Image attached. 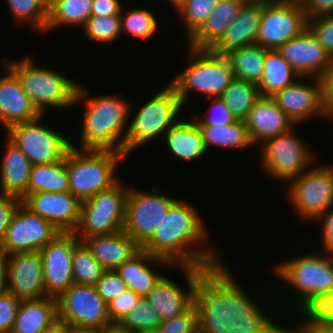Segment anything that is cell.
<instances>
[{
  "label": "cell",
  "mask_w": 333,
  "mask_h": 333,
  "mask_svg": "<svg viewBox=\"0 0 333 333\" xmlns=\"http://www.w3.org/2000/svg\"><path fill=\"white\" fill-rule=\"evenodd\" d=\"M205 227L204 220L195 208L186 200L178 198L158 225L155 235L142 249L152 256L169 261L173 266L230 271L214 248L206 247L210 234Z\"/></svg>",
  "instance_id": "cell-1"
},
{
  "label": "cell",
  "mask_w": 333,
  "mask_h": 333,
  "mask_svg": "<svg viewBox=\"0 0 333 333\" xmlns=\"http://www.w3.org/2000/svg\"><path fill=\"white\" fill-rule=\"evenodd\" d=\"M321 255L310 253L273 266L275 276L293 287L297 315L325 316L333 310V264L328 254Z\"/></svg>",
  "instance_id": "cell-2"
},
{
  "label": "cell",
  "mask_w": 333,
  "mask_h": 333,
  "mask_svg": "<svg viewBox=\"0 0 333 333\" xmlns=\"http://www.w3.org/2000/svg\"><path fill=\"white\" fill-rule=\"evenodd\" d=\"M89 93L88 89L78 85L74 105L83 103L86 106L81 123L82 147H76L72 142L71 146L78 149L112 150L125 154V140L130 121L128 118L131 116L130 109L133 104L118 95L93 96Z\"/></svg>",
  "instance_id": "cell-3"
},
{
  "label": "cell",
  "mask_w": 333,
  "mask_h": 333,
  "mask_svg": "<svg viewBox=\"0 0 333 333\" xmlns=\"http://www.w3.org/2000/svg\"><path fill=\"white\" fill-rule=\"evenodd\" d=\"M125 157L124 153L117 151L71 146L65 155L69 192L83 202L110 189L119 181L115 173Z\"/></svg>",
  "instance_id": "cell-4"
},
{
  "label": "cell",
  "mask_w": 333,
  "mask_h": 333,
  "mask_svg": "<svg viewBox=\"0 0 333 333\" xmlns=\"http://www.w3.org/2000/svg\"><path fill=\"white\" fill-rule=\"evenodd\" d=\"M234 276L219 278L185 313L161 322L160 333H207L242 297Z\"/></svg>",
  "instance_id": "cell-5"
},
{
  "label": "cell",
  "mask_w": 333,
  "mask_h": 333,
  "mask_svg": "<svg viewBox=\"0 0 333 333\" xmlns=\"http://www.w3.org/2000/svg\"><path fill=\"white\" fill-rule=\"evenodd\" d=\"M29 57L7 60L5 65L18 77L22 90L44 115L46 107L65 109L74 105L78 85L55 69L34 64ZM55 70V71H54Z\"/></svg>",
  "instance_id": "cell-6"
},
{
  "label": "cell",
  "mask_w": 333,
  "mask_h": 333,
  "mask_svg": "<svg viewBox=\"0 0 333 333\" xmlns=\"http://www.w3.org/2000/svg\"><path fill=\"white\" fill-rule=\"evenodd\" d=\"M189 64L185 70L170 79L185 107L189 92L202 93L208 99L220 97L235 78L231 65L222 54L211 49H193L188 46Z\"/></svg>",
  "instance_id": "cell-7"
},
{
  "label": "cell",
  "mask_w": 333,
  "mask_h": 333,
  "mask_svg": "<svg viewBox=\"0 0 333 333\" xmlns=\"http://www.w3.org/2000/svg\"><path fill=\"white\" fill-rule=\"evenodd\" d=\"M185 275L188 290L169 276H162L146 298L157 310L161 322L185 313L219 278L234 276L232 271H209L202 267L178 266Z\"/></svg>",
  "instance_id": "cell-8"
},
{
  "label": "cell",
  "mask_w": 333,
  "mask_h": 333,
  "mask_svg": "<svg viewBox=\"0 0 333 333\" xmlns=\"http://www.w3.org/2000/svg\"><path fill=\"white\" fill-rule=\"evenodd\" d=\"M182 109L176 89L170 83L166 84L131 119L125 140V155L129 156L141 145L165 134L181 119L178 116Z\"/></svg>",
  "instance_id": "cell-9"
},
{
  "label": "cell",
  "mask_w": 333,
  "mask_h": 333,
  "mask_svg": "<svg viewBox=\"0 0 333 333\" xmlns=\"http://www.w3.org/2000/svg\"><path fill=\"white\" fill-rule=\"evenodd\" d=\"M129 189L120 180L110 189L81 203L79 223L73 232L80 242L85 238L123 231Z\"/></svg>",
  "instance_id": "cell-10"
},
{
  "label": "cell",
  "mask_w": 333,
  "mask_h": 333,
  "mask_svg": "<svg viewBox=\"0 0 333 333\" xmlns=\"http://www.w3.org/2000/svg\"><path fill=\"white\" fill-rule=\"evenodd\" d=\"M290 128L285 133L260 144V164L265 174L289 182L315 162L314 150Z\"/></svg>",
  "instance_id": "cell-11"
},
{
  "label": "cell",
  "mask_w": 333,
  "mask_h": 333,
  "mask_svg": "<svg viewBox=\"0 0 333 333\" xmlns=\"http://www.w3.org/2000/svg\"><path fill=\"white\" fill-rule=\"evenodd\" d=\"M288 184L286 196L302 220L315 221L333 207V165L309 167Z\"/></svg>",
  "instance_id": "cell-12"
},
{
  "label": "cell",
  "mask_w": 333,
  "mask_h": 333,
  "mask_svg": "<svg viewBox=\"0 0 333 333\" xmlns=\"http://www.w3.org/2000/svg\"><path fill=\"white\" fill-rule=\"evenodd\" d=\"M155 192L129 189L123 231L133 238L142 248L155 235L158 225L170 207L178 200L164 195L158 188Z\"/></svg>",
  "instance_id": "cell-13"
},
{
  "label": "cell",
  "mask_w": 333,
  "mask_h": 333,
  "mask_svg": "<svg viewBox=\"0 0 333 333\" xmlns=\"http://www.w3.org/2000/svg\"><path fill=\"white\" fill-rule=\"evenodd\" d=\"M42 118L43 115L7 129V138L29 158L33 165L61 161L71 147V141L65 136L41 125Z\"/></svg>",
  "instance_id": "cell-14"
},
{
  "label": "cell",
  "mask_w": 333,
  "mask_h": 333,
  "mask_svg": "<svg viewBox=\"0 0 333 333\" xmlns=\"http://www.w3.org/2000/svg\"><path fill=\"white\" fill-rule=\"evenodd\" d=\"M306 13L300 0L263 4L256 44L277 50L307 29Z\"/></svg>",
  "instance_id": "cell-15"
},
{
  "label": "cell",
  "mask_w": 333,
  "mask_h": 333,
  "mask_svg": "<svg viewBox=\"0 0 333 333\" xmlns=\"http://www.w3.org/2000/svg\"><path fill=\"white\" fill-rule=\"evenodd\" d=\"M56 300L58 319L68 325L104 328L111 324L108 305L95 285L74 283Z\"/></svg>",
  "instance_id": "cell-16"
},
{
  "label": "cell",
  "mask_w": 333,
  "mask_h": 333,
  "mask_svg": "<svg viewBox=\"0 0 333 333\" xmlns=\"http://www.w3.org/2000/svg\"><path fill=\"white\" fill-rule=\"evenodd\" d=\"M59 233L51 223L21 203L0 244V252L8 256L17 252L40 251Z\"/></svg>",
  "instance_id": "cell-17"
},
{
  "label": "cell",
  "mask_w": 333,
  "mask_h": 333,
  "mask_svg": "<svg viewBox=\"0 0 333 333\" xmlns=\"http://www.w3.org/2000/svg\"><path fill=\"white\" fill-rule=\"evenodd\" d=\"M74 233H59L40 250L44 289L47 297L58 298L72 284V257L74 247L79 243Z\"/></svg>",
  "instance_id": "cell-18"
},
{
  "label": "cell",
  "mask_w": 333,
  "mask_h": 333,
  "mask_svg": "<svg viewBox=\"0 0 333 333\" xmlns=\"http://www.w3.org/2000/svg\"><path fill=\"white\" fill-rule=\"evenodd\" d=\"M299 78L294 84L275 93L271 98L275 104L294 123L299 125L316 116H324V81L321 78H310L305 83Z\"/></svg>",
  "instance_id": "cell-19"
},
{
  "label": "cell",
  "mask_w": 333,
  "mask_h": 333,
  "mask_svg": "<svg viewBox=\"0 0 333 333\" xmlns=\"http://www.w3.org/2000/svg\"><path fill=\"white\" fill-rule=\"evenodd\" d=\"M277 50L301 78L323 79L333 69V60L308 29Z\"/></svg>",
  "instance_id": "cell-20"
},
{
  "label": "cell",
  "mask_w": 333,
  "mask_h": 333,
  "mask_svg": "<svg viewBox=\"0 0 333 333\" xmlns=\"http://www.w3.org/2000/svg\"><path fill=\"white\" fill-rule=\"evenodd\" d=\"M5 259L9 293L21 300L46 296L40 251L17 252L5 256Z\"/></svg>",
  "instance_id": "cell-21"
},
{
  "label": "cell",
  "mask_w": 333,
  "mask_h": 333,
  "mask_svg": "<svg viewBox=\"0 0 333 333\" xmlns=\"http://www.w3.org/2000/svg\"><path fill=\"white\" fill-rule=\"evenodd\" d=\"M81 201L70 192L27 194L22 204L51 223L61 233H73L79 223Z\"/></svg>",
  "instance_id": "cell-22"
},
{
  "label": "cell",
  "mask_w": 333,
  "mask_h": 333,
  "mask_svg": "<svg viewBox=\"0 0 333 333\" xmlns=\"http://www.w3.org/2000/svg\"><path fill=\"white\" fill-rule=\"evenodd\" d=\"M0 77V123L7 130L10 126L29 122L42 116L31 99L22 90L18 77L4 64Z\"/></svg>",
  "instance_id": "cell-23"
},
{
  "label": "cell",
  "mask_w": 333,
  "mask_h": 333,
  "mask_svg": "<svg viewBox=\"0 0 333 333\" xmlns=\"http://www.w3.org/2000/svg\"><path fill=\"white\" fill-rule=\"evenodd\" d=\"M253 145L274 138L292 128L294 123L275 104L271 97H263L254 104L243 120Z\"/></svg>",
  "instance_id": "cell-24"
},
{
  "label": "cell",
  "mask_w": 333,
  "mask_h": 333,
  "mask_svg": "<svg viewBox=\"0 0 333 333\" xmlns=\"http://www.w3.org/2000/svg\"><path fill=\"white\" fill-rule=\"evenodd\" d=\"M82 242L106 270H116L123 262L132 259L142 250V247L124 231L85 238Z\"/></svg>",
  "instance_id": "cell-25"
},
{
  "label": "cell",
  "mask_w": 333,
  "mask_h": 333,
  "mask_svg": "<svg viewBox=\"0 0 333 333\" xmlns=\"http://www.w3.org/2000/svg\"><path fill=\"white\" fill-rule=\"evenodd\" d=\"M262 9L261 3L245 2L223 37L211 50L225 55L234 49L256 44Z\"/></svg>",
  "instance_id": "cell-26"
},
{
  "label": "cell",
  "mask_w": 333,
  "mask_h": 333,
  "mask_svg": "<svg viewBox=\"0 0 333 333\" xmlns=\"http://www.w3.org/2000/svg\"><path fill=\"white\" fill-rule=\"evenodd\" d=\"M244 0H219L211 15L188 39L193 49H212L237 17Z\"/></svg>",
  "instance_id": "cell-27"
},
{
  "label": "cell",
  "mask_w": 333,
  "mask_h": 333,
  "mask_svg": "<svg viewBox=\"0 0 333 333\" xmlns=\"http://www.w3.org/2000/svg\"><path fill=\"white\" fill-rule=\"evenodd\" d=\"M0 167V193L20 198L28 194V183L33 166L29 158L8 138Z\"/></svg>",
  "instance_id": "cell-28"
},
{
  "label": "cell",
  "mask_w": 333,
  "mask_h": 333,
  "mask_svg": "<svg viewBox=\"0 0 333 333\" xmlns=\"http://www.w3.org/2000/svg\"><path fill=\"white\" fill-rule=\"evenodd\" d=\"M153 263L175 267L169 261L152 256L142 249L132 259L123 262L116 271L126 283L127 288L142 298L148 295L163 276L162 273L154 271L153 267L151 268L149 264Z\"/></svg>",
  "instance_id": "cell-29"
},
{
  "label": "cell",
  "mask_w": 333,
  "mask_h": 333,
  "mask_svg": "<svg viewBox=\"0 0 333 333\" xmlns=\"http://www.w3.org/2000/svg\"><path fill=\"white\" fill-rule=\"evenodd\" d=\"M58 320L57 300L53 297L21 300L11 333H40Z\"/></svg>",
  "instance_id": "cell-30"
},
{
  "label": "cell",
  "mask_w": 333,
  "mask_h": 333,
  "mask_svg": "<svg viewBox=\"0 0 333 333\" xmlns=\"http://www.w3.org/2000/svg\"><path fill=\"white\" fill-rule=\"evenodd\" d=\"M164 135L170 153L183 161L199 159L208 152L193 118L179 120Z\"/></svg>",
  "instance_id": "cell-31"
},
{
  "label": "cell",
  "mask_w": 333,
  "mask_h": 333,
  "mask_svg": "<svg viewBox=\"0 0 333 333\" xmlns=\"http://www.w3.org/2000/svg\"><path fill=\"white\" fill-rule=\"evenodd\" d=\"M207 333H274V327L242 297Z\"/></svg>",
  "instance_id": "cell-32"
},
{
  "label": "cell",
  "mask_w": 333,
  "mask_h": 333,
  "mask_svg": "<svg viewBox=\"0 0 333 333\" xmlns=\"http://www.w3.org/2000/svg\"><path fill=\"white\" fill-rule=\"evenodd\" d=\"M299 78L300 76L278 50H268L264 60L263 75L257 86L261 96L271 97L294 84Z\"/></svg>",
  "instance_id": "cell-33"
},
{
  "label": "cell",
  "mask_w": 333,
  "mask_h": 333,
  "mask_svg": "<svg viewBox=\"0 0 333 333\" xmlns=\"http://www.w3.org/2000/svg\"><path fill=\"white\" fill-rule=\"evenodd\" d=\"M267 51L268 49L254 44L234 49L224 56L229 61L235 78L258 84L263 75Z\"/></svg>",
  "instance_id": "cell-34"
},
{
  "label": "cell",
  "mask_w": 333,
  "mask_h": 333,
  "mask_svg": "<svg viewBox=\"0 0 333 333\" xmlns=\"http://www.w3.org/2000/svg\"><path fill=\"white\" fill-rule=\"evenodd\" d=\"M36 192H69V178L65 157L58 162L33 165L29 175L28 194Z\"/></svg>",
  "instance_id": "cell-35"
},
{
  "label": "cell",
  "mask_w": 333,
  "mask_h": 333,
  "mask_svg": "<svg viewBox=\"0 0 333 333\" xmlns=\"http://www.w3.org/2000/svg\"><path fill=\"white\" fill-rule=\"evenodd\" d=\"M207 150L211 146L228 149H241L253 146L247 127L243 120L220 126H199Z\"/></svg>",
  "instance_id": "cell-36"
},
{
  "label": "cell",
  "mask_w": 333,
  "mask_h": 333,
  "mask_svg": "<svg viewBox=\"0 0 333 333\" xmlns=\"http://www.w3.org/2000/svg\"><path fill=\"white\" fill-rule=\"evenodd\" d=\"M93 0H57L49 8V20L45 31L59 26L84 27L92 16Z\"/></svg>",
  "instance_id": "cell-37"
},
{
  "label": "cell",
  "mask_w": 333,
  "mask_h": 333,
  "mask_svg": "<svg viewBox=\"0 0 333 333\" xmlns=\"http://www.w3.org/2000/svg\"><path fill=\"white\" fill-rule=\"evenodd\" d=\"M220 97L237 120H244L261 93L257 84L234 78Z\"/></svg>",
  "instance_id": "cell-38"
},
{
  "label": "cell",
  "mask_w": 333,
  "mask_h": 333,
  "mask_svg": "<svg viewBox=\"0 0 333 333\" xmlns=\"http://www.w3.org/2000/svg\"><path fill=\"white\" fill-rule=\"evenodd\" d=\"M107 270L92 256L83 242L73 250L72 278L74 283L96 285Z\"/></svg>",
  "instance_id": "cell-39"
},
{
  "label": "cell",
  "mask_w": 333,
  "mask_h": 333,
  "mask_svg": "<svg viewBox=\"0 0 333 333\" xmlns=\"http://www.w3.org/2000/svg\"><path fill=\"white\" fill-rule=\"evenodd\" d=\"M5 2L18 24L27 22L33 29L45 31L49 20L47 0H5Z\"/></svg>",
  "instance_id": "cell-40"
},
{
  "label": "cell",
  "mask_w": 333,
  "mask_h": 333,
  "mask_svg": "<svg viewBox=\"0 0 333 333\" xmlns=\"http://www.w3.org/2000/svg\"><path fill=\"white\" fill-rule=\"evenodd\" d=\"M243 288V298L255 309V311L262 317L268 324L274 327V333H333V322L325 315V316H301L295 320L300 321L297 323V326H293V328L278 325L271 318L266 316L262 311V308L256 306V302L251 299L250 296L244 292Z\"/></svg>",
  "instance_id": "cell-41"
},
{
  "label": "cell",
  "mask_w": 333,
  "mask_h": 333,
  "mask_svg": "<svg viewBox=\"0 0 333 333\" xmlns=\"http://www.w3.org/2000/svg\"><path fill=\"white\" fill-rule=\"evenodd\" d=\"M121 10V31L133 38H151L157 32L158 22L153 12L147 8H133V10Z\"/></svg>",
  "instance_id": "cell-42"
},
{
  "label": "cell",
  "mask_w": 333,
  "mask_h": 333,
  "mask_svg": "<svg viewBox=\"0 0 333 333\" xmlns=\"http://www.w3.org/2000/svg\"><path fill=\"white\" fill-rule=\"evenodd\" d=\"M119 324L132 332H139L159 329L161 320L151 302L146 297H142Z\"/></svg>",
  "instance_id": "cell-43"
},
{
  "label": "cell",
  "mask_w": 333,
  "mask_h": 333,
  "mask_svg": "<svg viewBox=\"0 0 333 333\" xmlns=\"http://www.w3.org/2000/svg\"><path fill=\"white\" fill-rule=\"evenodd\" d=\"M88 39L95 43L109 44L120 37V15L91 16L82 28Z\"/></svg>",
  "instance_id": "cell-44"
},
{
  "label": "cell",
  "mask_w": 333,
  "mask_h": 333,
  "mask_svg": "<svg viewBox=\"0 0 333 333\" xmlns=\"http://www.w3.org/2000/svg\"><path fill=\"white\" fill-rule=\"evenodd\" d=\"M219 0H187L178 10L189 39L211 15Z\"/></svg>",
  "instance_id": "cell-45"
},
{
  "label": "cell",
  "mask_w": 333,
  "mask_h": 333,
  "mask_svg": "<svg viewBox=\"0 0 333 333\" xmlns=\"http://www.w3.org/2000/svg\"><path fill=\"white\" fill-rule=\"evenodd\" d=\"M210 101L212 102V106L208 111L210 113L212 112L211 115H207L205 119L203 118L204 115H201L202 118L200 119V114L196 113L195 115L191 116L198 126L220 127L232 124L237 121V118L225 106L221 97H210Z\"/></svg>",
  "instance_id": "cell-46"
},
{
  "label": "cell",
  "mask_w": 333,
  "mask_h": 333,
  "mask_svg": "<svg viewBox=\"0 0 333 333\" xmlns=\"http://www.w3.org/2000/svg\"><path fill=\"white\" fill-rule=\"evenodd\" d=\"M307 29L333 60V15H321L308 19Z\"/></svg>",
  "instance_id": "cell-47"
},
{
  "label": "cell",
  "mask_w": 333,
  "mask_h": 333,
  "mask_svg": "<svg viewBox=\"0 0 333 333\" xmlns=\"http://www.w3.org/2000/svg\"><path fill=\"white\" fill-rule=\"evenodd\" d=\"M95 286L107 305L127 289L116 270H107Z\"/></svg>",
  "instance_id": "cell-48"
},
{
  "label": "cell",
  "mask_w": 333,
  "mask_h": 333,
  "mask_svg": "<svg viewBox=\"0 0 333 333\" xmlns=\"http://www.w3.org/2000/svg\"><path fill=\"white\" fill-rule=\"evenodd\" d=\"M140 296L131 289H126L108 304V312L111 323H119L127 312L135 308Z\"/></svg>",
  "instance_id": "cell-49"
},
{
  "label": "cell",
  "mask_w": 333,
  "mask_h": 333,
  "mask_svg": "<svg viewBox=\"0 0 333 333\" xmlns=\"http://www.w3.org/2000/svg\"><path fill=\"white\" fill-rule=\"evenodd\" d=\"M20 302L9 292L0 296V333H11Z\"/></svg>",
  "instance_id": "cell-50"
},
{
  "label": "cell",
  "mask_w": 333,
  "mask_h": 333,
  "mask_svg": "<svg viewBox=\"0 0 333 333\" xmlns=\"http://www.w3.org/2000/svg\"><path fill=\"white\" fill-rule=\"evenodd\" d=\"M21 203L22 200L18 197L0 193V244L3 241L12 218Z\"/></svg>",
  "instance_id": "cell-51"
},
{
  "label": "cell",
  "mask_w": 333,
  "mask_h": 333,
  "mask_svg": "<svg viewBox=\"0 0 333 333\" xmlns=\"http://www.w3.org/2000/svg\"><path fill=\"white\" fill-rule=\"evenodd\" d=\"M314 222L321 223L322 246L326 254L333 253V207L320 215Z\"/></svg>",
  "instance_id": "cell-52"
},
{
  "label": "cell",
  "mask_w": 333,
  "mask_h": 333,
  "mask_svg": "<svg viewBox=\"0 0 333 333\" xmlns=\"http://www.w3.org/2000/svg\"><path fill=\"white\" fill-rule=\"evenodd\" d=\"M308 19L321 15H333V0H300Z\"/></svg>",
  "instance_id": "cell-53"
},
{
  "label": "cell",
  "mask_w": 333,
  "mask_h": 333,
  "mask_svg": "<svg viewBox=\"0 0 333 333\" xmlns=\"http://www.w3.org/2000/svg\"><path fill=\"white\" fill-rule=\"evenodd\" d=\"M122 5L120 0H93L92 16L120 15Z\"/></svg>",
  "instance_id": "cell-54"
},
{
  "label": "cell",
  "mask_w": 333,
  "mask_h": 333,
  "mask_svg": "<svg viewBox=\"0 0 333 333\" xmlns=\"http://www.w3.org/2000/svg\"><path fill=\"white\" fill-rule=\"evenodd\" d=\"M324 105H333V69L323 78Z\"/></svg>",
  "instance_id": "cell-55"
},
{
  "label": "cell",
  "mask_w": 333,
  "mask_h": 333,
  "mask_svg": "<svg viewBox=\"0 0 333 333\" xmlns=\"http://www.w3.org/2000/svg\"><path fill=\"white\" fill-rule=\"evenodd\" d=\"M8 292L7 266L5 256L0 252V296Z\"/></svg>",
  "instance_id": "cell-56"
},
{
  "label": "cell",
  "mask_w": 333,
  "mask_h": 333,
  "mask_svg": "<svg viewBox=\"0 0 333 333\" xmlns=\"http://www.w3.org/2000/svg\"><path fill=\"white\" fill-rule=\"evenodd\" d=\"M40 333H68V324L58 319Z\"/></svg>",
  "instance_id": "cell-57"
},
{
  "label": "cell",
  "mask_w": 333,
  "mask_h": 333,
  "mask_svg": "<svg viewBox=\"0 0 333 333\" xmlns=\"http://www.w3.org/2000/svg\"><path fill=\"white\" fill-rule=\"evenodd\" d=\"M68 333H104V328H91L68 325Z\"/></svg>",
  "instance_id": "cell-58"
},
{
  "label": "cell",
  "mask_w": 333,
  "mask_h": 333,
  "mask_svg": "<svg viewBox=\"0 0 333 333\" xmlns=\"http://www.w3.org/2000/svg\"><path fill=\"white\" fill-rule=\"evenodd\" d=\"M104 333H134V332L126 329L119 323H111L104 327Z\"/></svg>",
  "instance_id": "cell-59"
},
{
  "label": "cell",
  "mask_w": 333,
  "mask_h": 333,
  "mask_svg": "<svg viewBox=\"0 0 333 333\" xmlns=\"http://www.w3.org/2000/svg\"><path fill=\"white\" fill-rule=\"evenodd\" d=\"M248 3H261V4H274V3H282L289 0H244Z\"/></svg>",
  "instance_id": "cell-60"
},
{
  "label": "cell",
  "mask_w": 333,
  "mask_h": 333,
  "mask_svg": "<svg viewBox=\"0 0 333 333\" xmlns=\"http://www.w3.org/2000/svg\"><path fill=\"white\" fill-rule=\"evenodd\" d=\"M169 4L178 12V10L186 3L187 0H167Z\"/></svg>",
  "instance_id": "cell-61"
},
{
  "label": "cell",
  "mask_w": 333,
  "mask_h": 333,
  "mask_svg": "<svg viewBox=\"0 0 333 333\" xmlns=\"http://www.w3.org/2000/svg\"><path fill=\"white\" fill-rule=\"evenodd\" d=\"M324 118L326 116V118L328 117V119H330V121H333V105H324Z\"/></svg>",
  "instance_id": "cell-62"
},
{
  "label": "cell",
  "mask_w": 333,
  "mask_h": 333,
  "mask_svg": "<svg viewBox=\"0 0 333 333\" xmlns=\"http://www.w3.org/2000/svg\"><path fill=\"white\" fill-rule=\"evenodd\" d=\"M134 333H160L159 330H147V331H139Z\"/></svg>",
  "instance_id": "cell-63"
},
{
  "label": "cell",
  "mask_w": 333,
  "mask_h": 333,
  "mask_svg": "<svg viewBox=\"0 0 333 333\" xmlns=\"http://www.w3.org/2000/svg\"><path fill=\"white\" fill-rule=\"evenodd\" d=\"M57 0H47L48 8H50Z\"/></svg>",
  "instance_id": "cell-64"
},
{
  "label": "cell",
  "mask_w": 333,
  "mask_h": 333,
  "mask_svg": "<svg viewBox=\"0 0 333 333\" xmlns=\"http://www.w3.org/2000/svg\"><path fill=\"white\" fill-rule=\"evenodd\" d=\"M333 322V310L326 315Z\"/></svg>",
  "instance_id": "cell-65"
},
{
  "label": "cell",
  "mask_w": 333,
  "mask_h": 333,
  "mask_svg": "<svg viewBox=\"0 0 333 333\" xmlns=\"http://www.w3.org/2000/svg\"><path fill=\"white\" fill-rule=\"evenodd\" d=\"M328 256H329V258H330V260H331V262H332V264H333V253L328 254Z\"/></svg>",
  "instance_id": "cell-66"
}]
</instances>
